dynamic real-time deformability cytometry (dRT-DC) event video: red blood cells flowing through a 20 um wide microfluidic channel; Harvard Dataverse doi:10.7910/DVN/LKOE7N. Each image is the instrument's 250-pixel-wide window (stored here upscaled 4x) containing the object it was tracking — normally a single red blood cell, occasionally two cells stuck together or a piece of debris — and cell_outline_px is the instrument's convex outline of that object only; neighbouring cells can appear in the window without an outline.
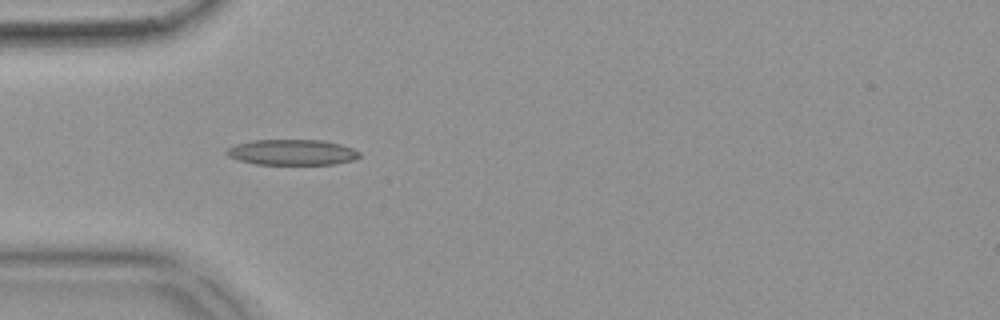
{"species": "common noctule bat (a hibernating species)", "species_latin": "Nyctalus noctula", "temperature_condition": "warm", "stored_images_in_passage": 37, "camera_frame_rate_fps": 3000, "um_per_image_px": 0.085, "animal": {"sex": "female", "body_mass_g": 18.4}, "frame": {"image": 1, "passage_image": 1, "time_ms": 0.0, "image_size_px": [1000, 320], "cell_outline_px": [[360, 156], [356, 160], [336, 164], [256, 164], [236, 160], [228, 156], [224, 152], [228, 148], [236, 144], [252, 140], [324, 140], [340, 144], [352, 148], [360, 152]], "centroid_in_image_um": [24.83, 12.94], "position_along_channel_um": 60.2, "area_um2": 20.0}}
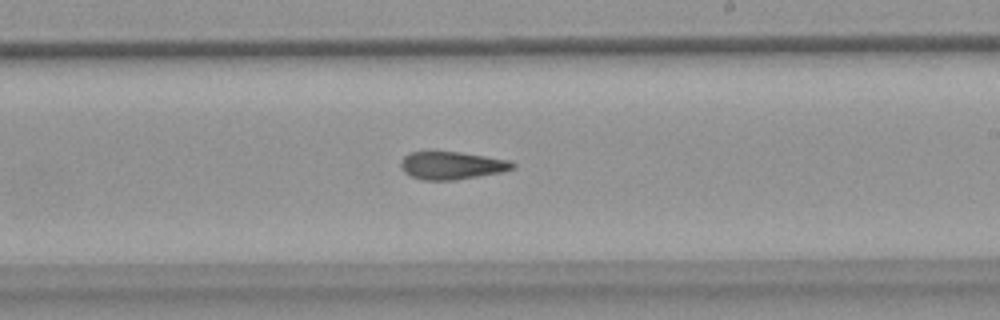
{"frame": {"image": 2, "passage_image": 16, "time_ms": 5.0, "image_size_px": [1000, 320], "cell_outline_px": [[516, 168], [504, 172], [456, 180], [424, 180], [412, 176], [404, 172], [400, 168], [400, 160], [408, 152], [428, 148], [436, 148], [512, 160], [516, 164]], "centroid_in_image_um": [38.38, 14.0], "position_along_channel_um": 250.6, "area_um2": 19.31}}
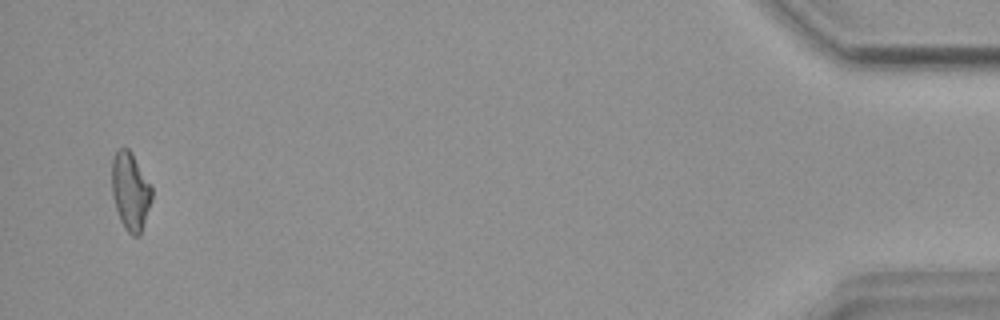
{"frame": {"image": 3, "passage_image": 36, "time_ms": 11.667, "image_size_px": [1000, 320], "cell_outline_px": [[152, 200], [140, 236], [132, 236], [124, 228], [120, 220], [112, 196], [112, 156], [120, 148], [128, 148], [132, 152], [152, 184]], "centroid_in_image_um": [11.1, 16.25], "position_along_channel_um": 424.1, "area_um2": 18.5}, "authors_computed_cell_mechanics": {"area_um2": 18.5538, "velocity_mm_per_s": 3.8738, "shape_relaxation_time_tau1_ms": 10.8146, "shape_relaxation_time_tau2_ms": 4.221, "deformation_change_tau1": 0.2309, "deformation_change_tau2": 0.142}}